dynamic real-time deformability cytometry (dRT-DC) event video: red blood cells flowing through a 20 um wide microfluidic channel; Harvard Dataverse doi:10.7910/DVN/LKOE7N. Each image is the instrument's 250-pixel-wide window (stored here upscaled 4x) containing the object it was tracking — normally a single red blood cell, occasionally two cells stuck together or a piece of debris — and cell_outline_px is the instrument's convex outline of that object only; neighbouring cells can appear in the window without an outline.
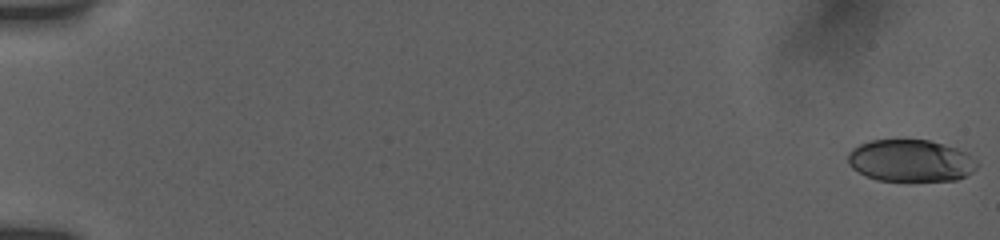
{"species": "human", "species_latin": "Homo sapiens", "temperature_condition": "room temperature", "stored_images_in_passage": 55, "camera_frame_rate_fps": 3000, "um_per_image_px": 0.085, "donor": {"sex": "female"}, "frame": {"image": 1, "passage_image": 1, "time_ms": 0.0, "image_size_px": [1000, 240], "cell_outline_px": [[980, 164], [972, 172], [956, 180], [876, 180], [852, 168], [848, 164], [848, 152], [852, 148], [868, 140], [896, 136], [904, 136], [928, 140], [956, 148], [968, 152]], "centroid_in_image_um": [77.38, 13.59], "position_along_channel_um": 7.6, "area_um2": 32.54}}
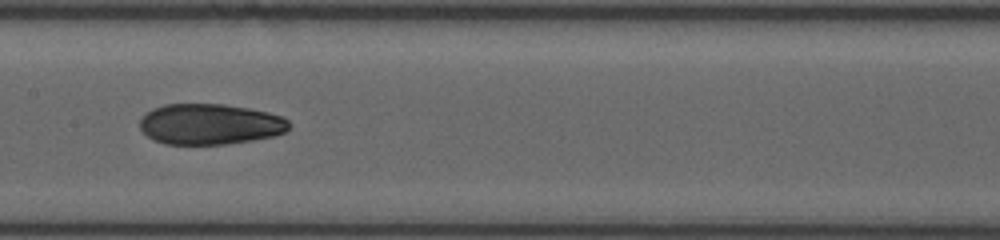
{"frame": {"image": 2, "passage_image": 30, "time_ms": 9.667, "image_size_px": [1000, 240], "cell_outline_px": [[292, 124], [288, 132], [272, 136], [252, 140], [224, 144], [164, 144], [152, 140], [140, 128], [140, 120], [152, 108], [164, 104], [224, 104], [248, 108], [268, 112], [284, 116]], "centroid_in_image_um": [17.89, 10.55], "position_along_channel_um": 189.5, "area_um2": 35.66}}
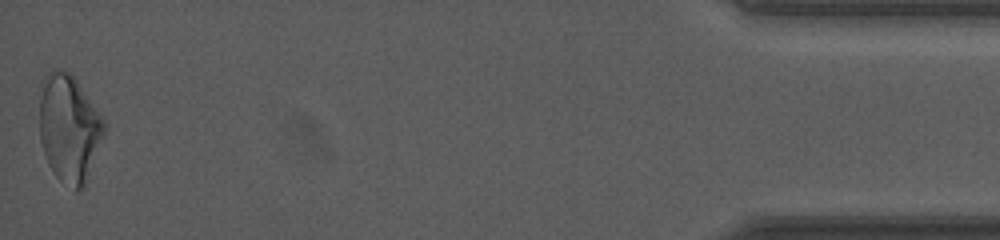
{"frame": {"image": 3, "passage_image": 55, "time_ms": 18.0, "image_size_px": [1000, 240], "cell_outline_px": [[108, 128], [84, 188], [76, 192], [60, 180], [52, 172], [48, 164], [40, 140], [40, 80], [52, 68], [56, 68], [68, 72], [76, 80], [104, 120]], "centroid_in_image_um": [5.88, 10.93], "position_along_channel_um": 429.3, "area_um2": 41.04}, "authors_computed_cell_mechanics": {"area_um2": 35.258, "velocity_mm_per_s": 3.8654, "shape_relaxation_time_tau1_ms": null, "shape_relaxation_time_tau2_ms": 3.2632, "deformation_change_tau1": null, "deformation_change_tau2": 0.088}}